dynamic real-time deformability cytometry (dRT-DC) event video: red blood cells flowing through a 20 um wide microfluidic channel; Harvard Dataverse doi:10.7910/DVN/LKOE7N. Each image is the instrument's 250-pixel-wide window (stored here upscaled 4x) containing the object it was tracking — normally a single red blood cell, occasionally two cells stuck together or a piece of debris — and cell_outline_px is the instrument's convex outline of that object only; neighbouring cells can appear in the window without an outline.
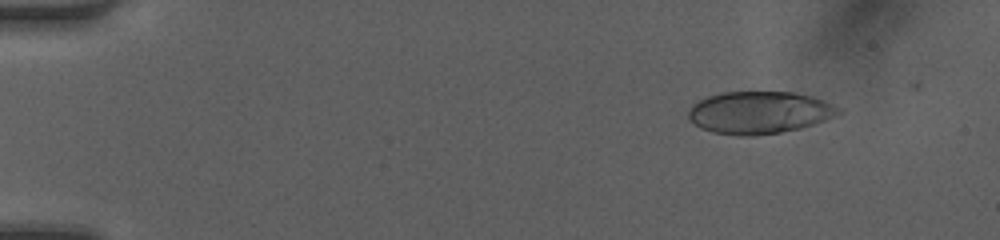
{"species": "human", "species_latin": "Homo sapiens", "temperature_condition": "room temperature", "stored_images_in_passage": 49, "camera_frame_rate_fps": 3000, "um_per_image_px": 0.085, "donor": {"sex": "female"}, "frame": {"image": 1, "passage_image": 6, "time_ms": 1.667, "image_size_px": [1000, 240], "cell_outline_px": [[840, 112], [824, 120], [800, 128], [780, 132], [752, 136], [740, 136], [712, 132], [700, 128], [688, 116], [688, 108], [692, 104], [708, 96], [720, 92], [792, 92], [812, 96], [832, 104], [840, 108]], "centroid_in_image_um": [64.49, 9.56], "position_along_channel_um": 20.5, "area_um2": 36.76}}
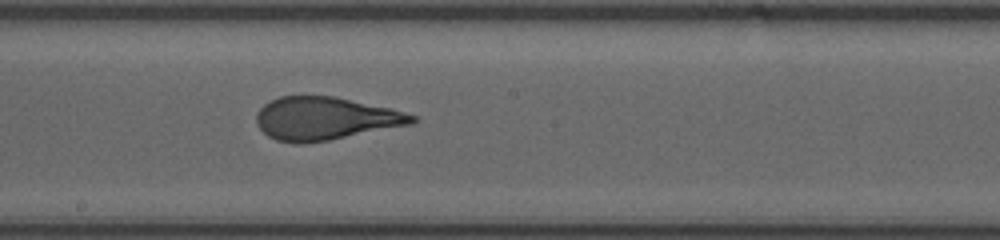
{"frame": {"image": 2, "passage_image": 28, "time_ms": 9.0, "image_size_px": [1000, 240], "cell_outline_px": [[420, 120], [412, 124], [328, 140], [300, 144], [292, 144], [276, 140], [268, 136], [256, 124], [256, 116], [260, 108], [264, 104], [280, 96], [332, 96], [392, 108], [416, 116]], "centroid_in_image_um": [27.64, 10.08], "position_along_channel_um": 220.6, "area_um2": 38.9}}
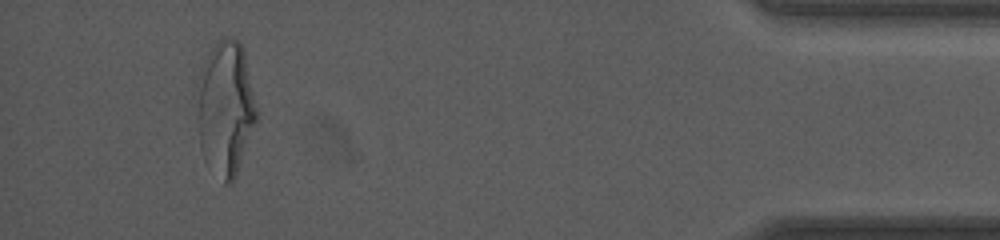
{"frame": {"image": 3, "passage_image": 46, "time_ms": 15.0, "image_size_px": [1000, 240], "cell_outline_px": [[256, 120], [236, 176], [232, 184], [224, 184], [200, 148], [200, 72], [208, 52], [224, 36], [232, 36], [244, 48], [256, 108]], "centroid_in_image_um": [19.22, 9.15], "position_along_channel_um": 416.0, "area_um2": 44.85}, "authors_computed_cell_mechanics": {"area_um2": 38.8416, "velocity_mm_per_s": 4.2391, "shape_relaxation_time_tau1_ms": 5.3103, "shape_relaxation_time_tau2_ms": 0.7213, "deformation_change_tau1": 0.2302, "deformation_change_tau2": 0.1022}}